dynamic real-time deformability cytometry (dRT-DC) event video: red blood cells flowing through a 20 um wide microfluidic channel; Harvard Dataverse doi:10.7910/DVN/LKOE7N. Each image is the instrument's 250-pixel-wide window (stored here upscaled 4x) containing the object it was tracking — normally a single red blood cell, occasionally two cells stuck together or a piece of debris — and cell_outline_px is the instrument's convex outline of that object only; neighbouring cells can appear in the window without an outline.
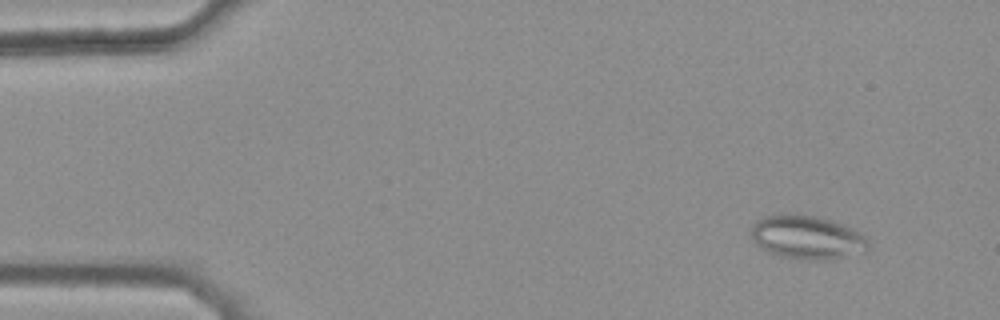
{"species": "common noctule bat (a hibernating species)", "species_latin": "Nyctalus noctula", "temperature_condition": "warm", "stored_images_in_passage": 44, "camera_frame_rate_fps": 3000, "um_per_image_px": 0.085, "animal": {"sex": "female", "body_mass_g": 25.1}, "frame": {"image": 1, "passage_image": 4, "time_ms": 1.0, "image_size_px": [1000, 320], "cell_outline_px": [[868, 248], [864, 252], [824, 260], [808, 260], [780, 256], [756, 244], [752, 240], [752, 224], [756, 220], [764, 216], [784, 212], [796, 212], [816, 216], [832, 220], [852, 228], [860, 232], [868, 240]], "centroid_in_image_um": [68.58, 20.13], "position_along_channel_um": 16.4, "area_um2": 30.06}}
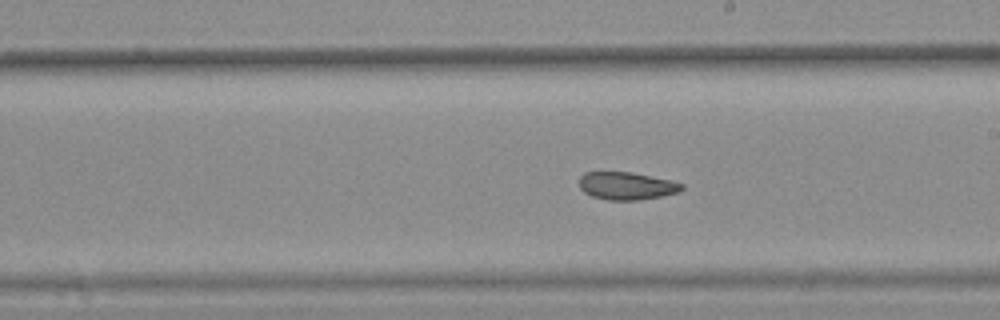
{"frame": {"image": 2, "passage_image": 29, "time_ms": 9.333, "image_size_px": [1000, 320], "cell_outline_px": [[684, 188], [680, 192], [660, 196], [636, 200], [608, 200], [592, 196], [584, 192], [580, 188], [580, 176], [584, 172], [632, 172], [672, 180], [684, 184]], "centroid_in_image_um": [53.28, 15.79], "position_along_channel_um": 235.7, "area_um2": 16.59}}
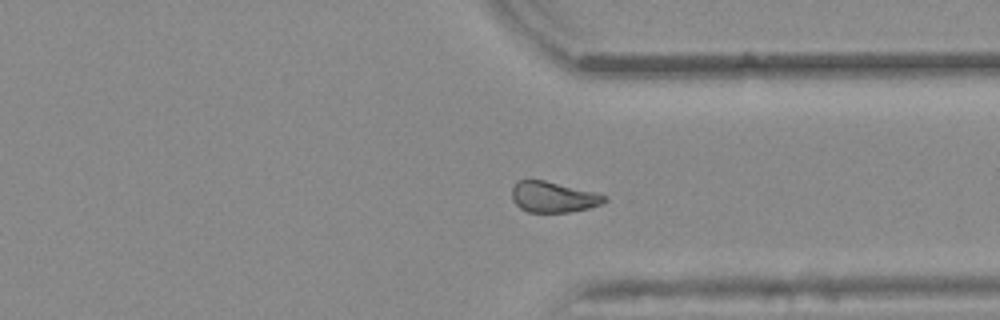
{"frame": {"image": 3, "passage_image": 39, "time_ms": 12.667, "image_size_px": [1000, 320], "cell_outline_px": [[608, 200], [600, 204], [588, 208], [568, 212], [528, 212], [520, 208], [512, 200], [512, 188], [516, 180], [528, 176], [596, 192], [608, 196]], "centroid_in_image_um": [46.98, 16.7], "position_along_channel_um": 364.4, "area_um2": 17.11}, "authors_computed_cell_mechanics": {"area_um2": 17.9469, "velocity_mm_per_s": 3.8486, "shape_relaxation_time_tau1_ms": null, "shape_relaxation_time_tau2_ms": 2.9074, "deformation_change_tau1": null, "deformation_change_tau2": 0.0824}}